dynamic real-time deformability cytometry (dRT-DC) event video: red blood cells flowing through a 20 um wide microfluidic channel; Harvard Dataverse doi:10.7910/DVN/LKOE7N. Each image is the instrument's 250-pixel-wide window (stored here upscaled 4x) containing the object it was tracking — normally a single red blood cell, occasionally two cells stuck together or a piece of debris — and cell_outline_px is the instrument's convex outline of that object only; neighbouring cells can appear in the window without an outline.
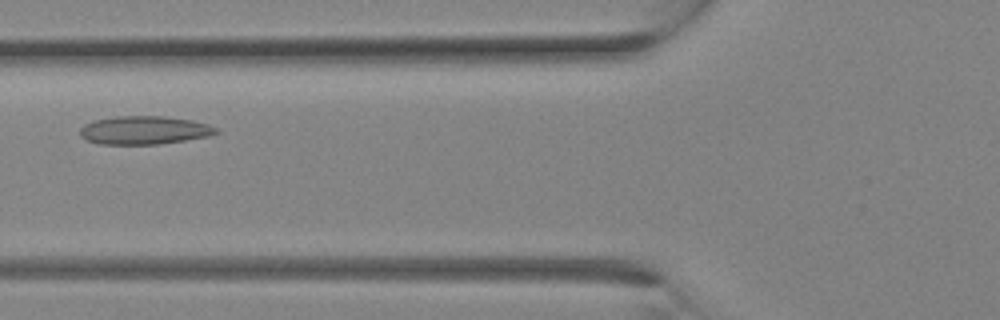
{"species": "Egyptian fruit bat (a non-hibernating species)", "species_latin": "Rousettus aegyptiacus", "temperature_condition": "room temperature", "stored_images_in_passage": 10, "camera_frame_rate_fps": 3000, "um_per_image_px": 0.085, "animal": {"sex": "female"}, "frame": {"image": 1, "passage_image": 7, "time_ms": 2.0, "image_size_px": [1000, 320], "cell_outline_px": [[220, 132], [208, 136], [160, 144], [100, 144], [88, 140], [80, 136], [80, 128], [84, 124], [92, 120], [116, 116], [164, 116], [192, 120], [208, 124], [216, 128]], "centroid_in_image_um": [12.24, 11.06], "position_along_channel_um": 113.6, "area_um2": 22.48}}
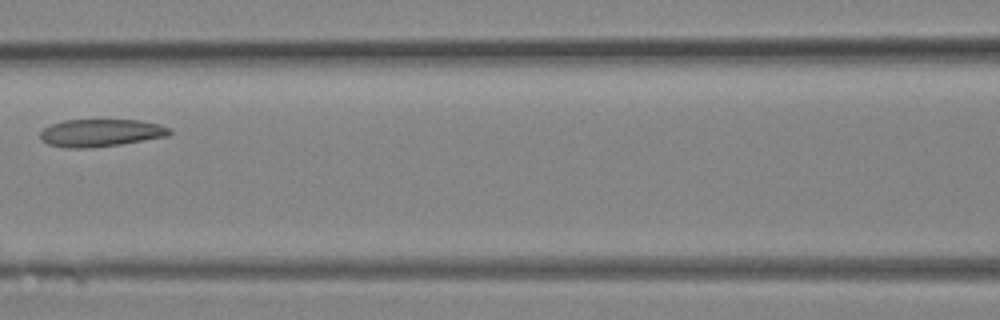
{"frame": {"image": 2, "passage_image": 9, "time_ms": 2.667, "image_size_px": [1000, 320], "cell_outline_px": [[172, 132], [168, 136], [120, 144], [92, 148], [64, 148], [48, 144], [40, 140], [40, 132], [44, 128], [52, 124], [64, 120], [140, 120], [160, 124], [172, 128]], "centroid_in_image_um": [8.57, 11.29], "position_along_channel_um": 158.0, "area_um2": 20.92}}